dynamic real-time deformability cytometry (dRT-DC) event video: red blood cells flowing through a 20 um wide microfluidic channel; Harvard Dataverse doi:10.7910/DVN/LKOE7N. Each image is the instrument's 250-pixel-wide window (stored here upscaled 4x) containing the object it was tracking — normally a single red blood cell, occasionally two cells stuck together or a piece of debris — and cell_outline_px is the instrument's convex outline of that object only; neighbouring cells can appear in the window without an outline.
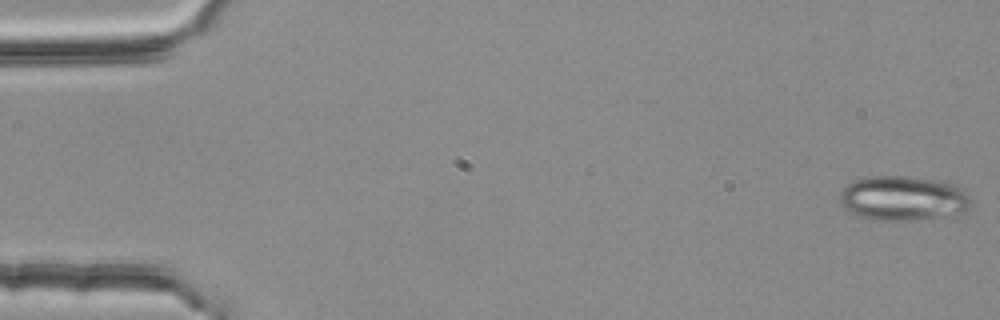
{"species": "common noctule bat (a hibernating species)", "species_latin": "Nyctalus noctula", "temperature_condition": "room temperature", "stored_images_in_passage": 54, "camera_frame_rate_fps": 3000, "um_per_image_px": 0.085, "animal": {"sex": "female", "body_mass_g": 25.1}, "frame": {"image": 1, "passage_image": 1, "time_ms": 0.0, "image_size_px": [1000, 320], "cell_outline_px": [[972, 204], [968, 208], [960, 212], [936, 216], [908, 220], [880, 220], [860, 216], [852, 212], [840, 204], [840, 192], [852, 180], [868, 176], [908, 176], [940, 180], [956, 184], [964, 188], [968, 192], [972, 200]], "centroid_in_image_um": [76.79, 16.81], "position_along_channel_um": 8.2, "area_um2": 34.04}}
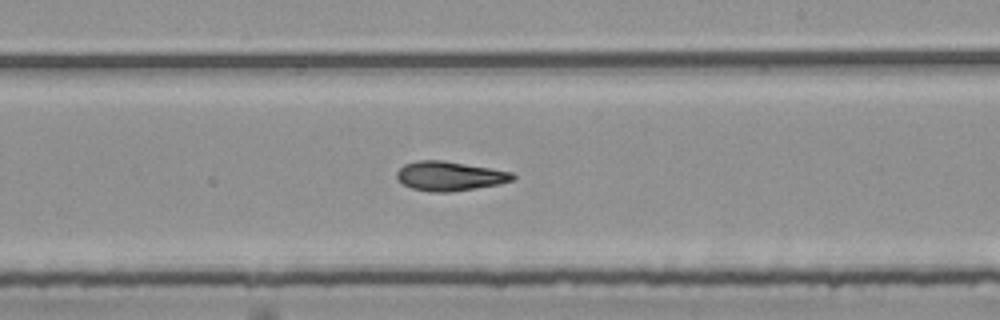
{"frame": {"image": 2, "passage_image": 32, "time_ms": 10.333, "image_size_px": [1000, 320], "cell_outline_px": [[516, 176], [512, 180], [500, 184], [448, 192], [432, 192], [412, 188], [404, 184], [396, 176], [396, 172], [404, 164], [416, 160], [444, 160], [492, 168], [512, 172]], "centroid_in_image_um": [38.22, 14.95], "position_along_channel_um": 250.8, "area_um2": 19.77}}
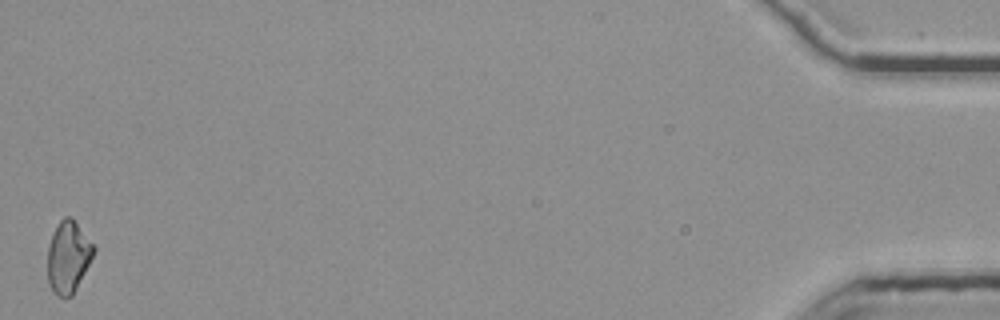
{"frame": {"image": 3, "passage_image": 54, "time_ms": 17.667, "image_size_px": [1000, 320], "cell_outline_px": [[96, 252], [72, 296], [56, 296], [52, 292], [48, 284], [48, 248], [52, 236], [60, 220], [64, 216], [72, 216], [96, 248]], "centroid_in_image_um": [5.81, 21.85], "position_along_channel_um": 429.4, "area_um2": 19.36}, "authors_computed_cell_mechanics": {"area_um2": 19.7098, "velocity_mm_per_s": 3.7809, "shape_relaxation_time_tau1_ms": null, "shape_relaxation_time_tau2_ms": 7.6027, "deformation_change_tau1": null, "deformation_change_tau2": 0.1627}}